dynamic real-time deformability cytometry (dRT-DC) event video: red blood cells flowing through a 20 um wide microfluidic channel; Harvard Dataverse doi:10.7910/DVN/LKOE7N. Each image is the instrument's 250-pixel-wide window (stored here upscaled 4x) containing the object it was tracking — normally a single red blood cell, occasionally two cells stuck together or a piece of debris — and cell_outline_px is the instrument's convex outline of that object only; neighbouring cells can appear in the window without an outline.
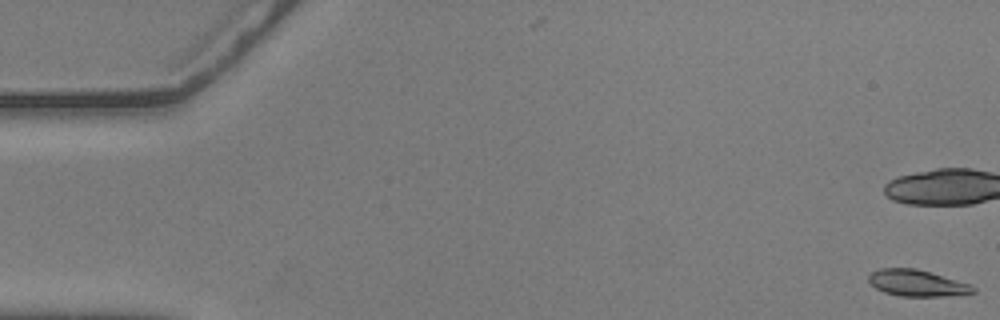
{"species": "common noctule bat (a hibernating species)", "species_latin": "Nyctalus noctula", "temperature_condition": "warm", "stored_images_in_passage": 19, "camera_frame_rate_fps": 3000, "um_per_image_px": 0.085, "animal": {"sex": "male", "body_mass_g": 20.5, "forearm_length_mm": 52.5}, "frame": {"image": 1, "passage_image": 1, "time_ms": 0.0, "image_size_px": [1000, 320], "cell_outline_px": [[976, 292], [944, 296], [900, 296], [884, 292], [876, 288], [868, 280], [868, 276], [872, 272], [880, 268], [916, 268], [972, 284], [976, 288]], "centroid_in_image_um": [77.96, 24.05], "position_along_channel_um": 7.0, "area_um2": 16.07}}